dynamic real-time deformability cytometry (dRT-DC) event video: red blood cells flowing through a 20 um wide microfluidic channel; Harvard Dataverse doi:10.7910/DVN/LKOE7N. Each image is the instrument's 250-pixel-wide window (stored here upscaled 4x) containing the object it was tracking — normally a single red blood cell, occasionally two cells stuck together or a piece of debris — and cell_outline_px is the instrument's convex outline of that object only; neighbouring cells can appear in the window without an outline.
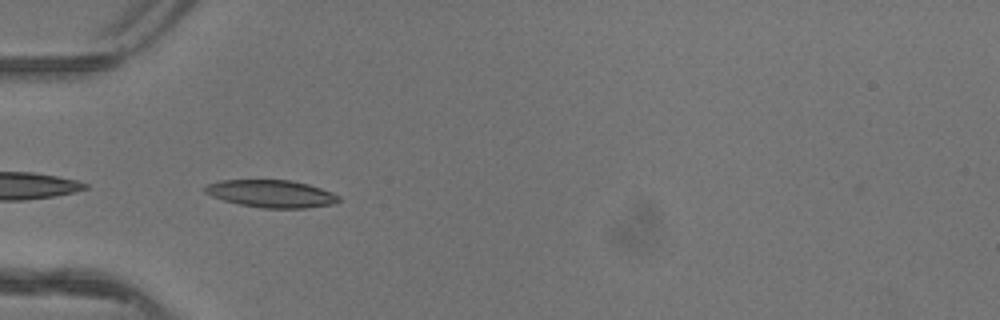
{"species": "common noctule bat (a hibernating species)", "species_latin": "Nyctalus noctula", "temperature_condition": "warm", "stored_images_in_passage": 35, "camera_frame_rate_fps": 3000, "um_per_image_px": 0.085, "animal": {"sex": "female"}, "frame": {"image": 1, "passage_image": 1, "time_ms": 0.0, "image_size_px": [1000, 320], "cell_outline_px": [[340, 200], [336, 204], [308, 208], [260, 208], [240, 204], [224, 200], [212, 196], [204, 192], [204, 188], [208, 184], [220, 180], [292, 180], [308, 184], [332, 192], [340, 196]], "centroid_in_image_um": [23.1, 16.47], "position_along_channel_um": 61.9, "area_um2": 21.5}}
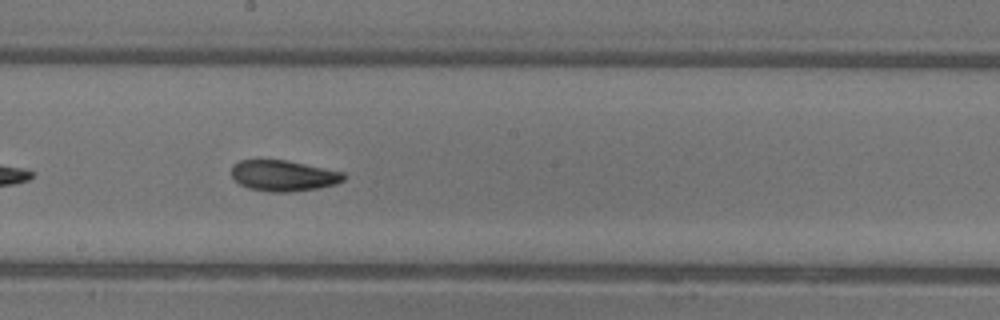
{"frame": {"image": 2, "passage_image": 13, "time_ms": 4.0, "image_size_px": [1000, 320], "cell_outline_px": [[344, 180], [336, 184], [316, 188], [288, 192], [272, 192], [248, 188], [240, 184], [232, 176], [232, 164], [240, 160], [288, 160], [344, 172]], "centroid_in_image_um": [24.09, 14.92], "position_along_channel_um": 224.1, "area_um2": 20.11}}
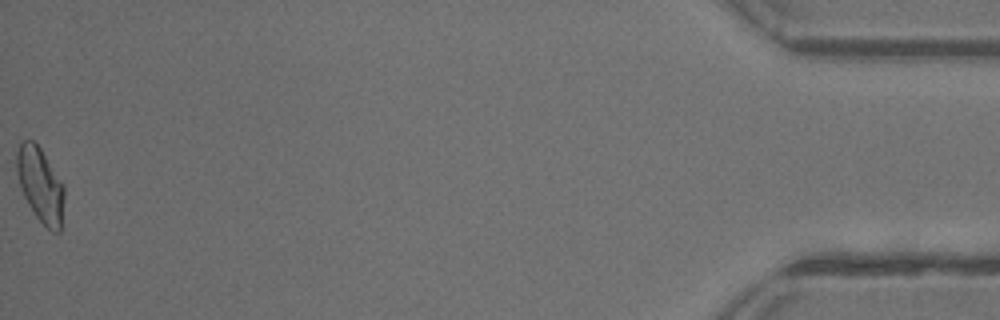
{"frame": {"image": 3, "passage_image": 35, "time_ms": 11.333, "image_size_px": [1000, 320], "cell_outline_px": [[64, 196], [60, 232], [52, 232], [36, 216], [28, 204], [20, 188], [16, 172], [16, 152], [20, 144], [24, 140], [32, 140], [40, 148], [64, 184]], "centroid_in_image_um": [3.42, 15.71], "position_along_channel_um": 431.8, "area_um2": 20.58}, "authors_computed_cell_mechanics": {"area_um2": 20.1144, "velocity_mm_per_s": 4.1567, "shape_relaxation_time_tau1_ms": 4.469, "shape_relaxation_time_tau2_ms": 2.4819, "deformation_change_tau1": 0.1608, "deformation_change_tau2": 0.0936}}